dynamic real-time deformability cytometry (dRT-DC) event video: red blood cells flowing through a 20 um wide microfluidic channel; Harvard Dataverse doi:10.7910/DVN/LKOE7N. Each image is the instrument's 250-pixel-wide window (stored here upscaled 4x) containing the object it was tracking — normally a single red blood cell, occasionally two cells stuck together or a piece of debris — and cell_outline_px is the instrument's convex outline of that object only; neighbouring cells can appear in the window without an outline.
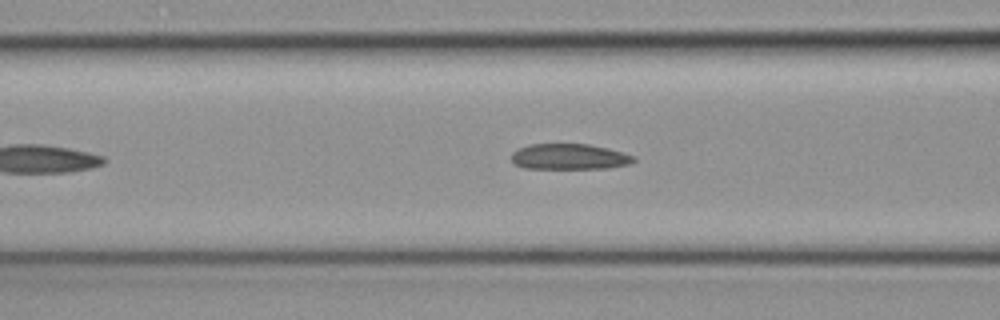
{"species": "common noctule bat (a hibernating species)", "species_latin": "Nyctalus noctula", "temperature_condition": "cold", "stored_images_in_passage": 27, "camera_frame_rate_fps": 3000, "um_per_image_px": 0.085, "animal": {"sex": "female", "body_mass_g": 19.3, "forearm_length_mm": 54.1}, "frame": {"image": 1, "passage_image": 8, "time_ms": 2.333, "image_size_px": [1000, 320], "cell_outline_px": [[636, 160], [632, 164], [608, 168], [524, 168], [512, 164], [512, 152], [520, 148], [532, 144], [588, 144], [636, 156]], "centroid_in_image_um": [48.4, 13.33], "position_along_channel_um": 118.2, "area_um2": 18.21}}
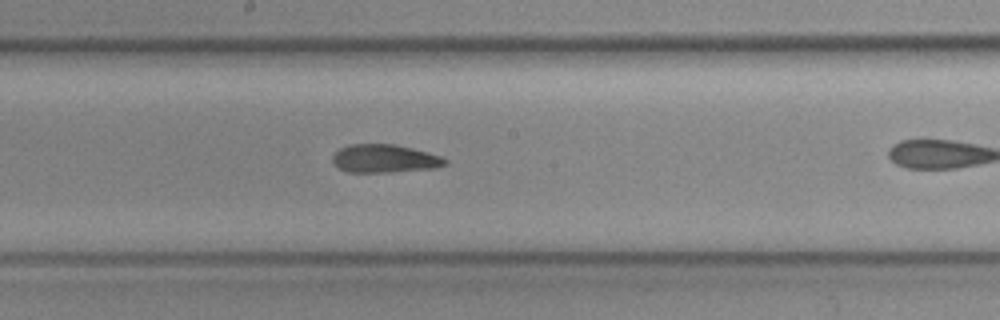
{"frame": {"image": 2, "passage_image": 15, "time_ms": 4.667, "image_size_px": [1000, 320], "cell_outline_px": [[448, 164], [432, 168], [388, 172], [348, 172], [340, 168], [332, 160], [332, 156], [340, 148], [348, 144], [396, 144], [412, 148], [440, 156], [448, 160]], "centroid_in_image_um": [32.68, 13.47], "position_along_channel_um": 215.5, "area_um2": 18.32}}
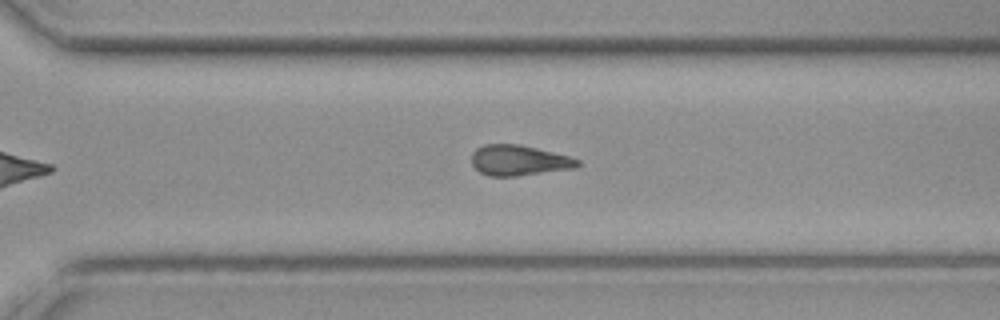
{"frame": {"image": 3, "passage_image": 23, "time_ms": 7.333, "image_size_px": [1000, 320], "cell_outline_px": [[580, 164], [576, 168], [512, 176], [488, 176], [480, 172], [472, 164], [472, 152], [476, 148], [484, 144], [520, 144], [568, 156], [580, 160]], "centroid_in_image_um": [44.08, 13.62], "position_along_channel_um": 326.5, "area_um2": 18.67}}